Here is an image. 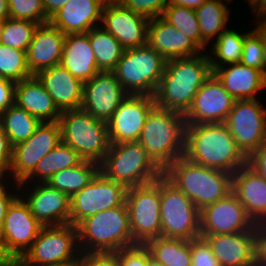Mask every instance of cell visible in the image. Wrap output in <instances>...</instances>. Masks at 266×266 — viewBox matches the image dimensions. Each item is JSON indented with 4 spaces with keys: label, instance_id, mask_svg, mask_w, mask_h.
Returning <instances> with one entry per match:
<instances>
[{
    "label": "cell",
    "instance_id": "obj_56",
    "mask_svg": "<svg viewBox=\"0 0 266 266\" xmlns=\"http://www.w3.org/2000/svg\"><path fill=\"white\" fill-rule=\"evenodd\" d=\"M252 9L255 14L257 13V21L261 20L260 18L265 19L264 17L266 15V0H257L256 5Z\"/></svg>",
    "mask_w": 266,
    "mask_h": 266
},
{
    "label": "cell",
    "instance_id": "obj_27",
    "mask_svg": "<svg viewBox=\"0 0 266 266\" xmlns=\"http://www.w3.org/2000/svg\"><path fill=\"white\" fill-rule=\"evenodd\" d=\"M104 5L101 0H69L49 22L66 35L85 34L101 23Z\"/></svg>",
    "mask_w": 266,
    "mask_h": 266
},
{
    "label": "cell",
    "instance_id": "obj_40",
    "mask_svg": "<svg viewBox=\"0 0 266 266\" xmlns=\"http://www.w3.org/2000/svg\"><path fill=\"white\" fill-rule=\"evenodd\" d=\"M161 17L176 29L185 33L201 48L200 27L195 10L184 6L168 5Z\"/></svg>",
    "mask_w": 266,
    "mask_h": 266
},
{
    "label": "cell",
    "instance_id": "obj_29",
    "mask_svg": "<svg viewBox=\"0 0 266 266\" xmlns=\"http://www.w3.org/2000/svg\"><path fill=\"white\" fill-rule=\"evenodd\" d=\"M14 103L41 122L59 121L61 112L36 76L15 84Z\"/></svg>",
    "mask_w": 266,
    "mask_h": 266
},
{
    "label": "cell",
    "instance_id": "obj_24",
    "mask_svg": "<svg viewBox=\"0 0 266 266\" xmlns=\"http://www.w3.org/2000/svg\"><path fill=\"white\" fill-rule=\"evenodd\" d=\"M65 37L66 34L50 22L38 25L26 52L32 76L61 63Z\"/></svg>",
    "mask_w": 266,
    "mask_h": 266
},
{
    "label": "cell",
    "instance_id": "obj_3",
    "mask_svg": "<svg viewBox=\"0 0 266 266\" xmlns=\"http://www.w3.org/2000/svg\"><path fill=\"white\" fill-rule=\"evenodd\" d=\"M184 114L155 106L147 116L138 142L164 171L185 155Z\"/></svg>",
    "mask_w": 266,
    "mask_h": 266
},
{
    "label": "cell",
    "instance_id": "obj_2",
    "mask_svg": "<svg viewBox=\"0 0 266 266\" xmlns=\"http://www.w3.org/2000/svg\"><path fill=\"white\" fill-rule=\"evenodd\" d=\"M189 161L234 174L247 164L225 123L186 125L185 155Z\"/></svg>",
    "mask_w": 266,
    "mask_h": 266
},
{
    "label": "cell",
    "instance_id": "obj_26",
    "mask_svg": "<svg viewBox=\"0 0 266 266\" xmlns=\"http://www.w3.org/2000/svg\"><path fill=\"white\" fill-rule=\"evenodd\" d=\"M232 192L255 224L266 222V180L248 164L233 174Z\"/></svg>",
    "mask_w": 266,
    "mask_h": 266
},
{
    "label": "cell",
    "instance_id": "obj_43",
    "mask_svg": "<svg viewBox=\"0 0 266 266\" xmlns=\"http://www.w3.org/2000/svg\"><path fill=\"white\" fill-rule=\"evenodd\" d=\"M120 266H149L152 259L145 244H135L115 252Z\"/></svg>",
    "mask_w": 266,
    "mask_h": 266
},
{
    "label": "cell",
    "instance_id": "obj_35",
    "mask_svg": "<svg viewBox=\"0 0 266 266\" xmlns=\"http://www.w3.org/2000/svg\"><path fill=\"white\" fill-rule=\"evenodd\" d=\"M0 124L13 147L29 139L41 121L14 103L0 112Z\"/></svg>",
    "mask_w": 266,
    "mask_h": 266
},
{
    "label": "cell",
    "instance_id": "obj_17",
    "mask_svg": "<svg viewBox=\"0 0 266 266\" xmlns=\"http://www.w3.org/2000/svg\"><path fill=\"white\" fill-rule=\"evenodd\" d=\"M128 95L112 71H99L83 83L81 109L107 123Z\"/></svg>",
    "mask_w": 266,
    "mask_h": 266
},
{
    "label": "cell",
    "instance_id": "obj_38",
    "mask_svg": "<svg viewBox=\"0 0 266 266\" xmlns=\"http://www.w3.org/2000/svg\"><path fill=\"white\" fill-rule=\"evenodd\" d=\"M38 25L32 21L10 17L2 24L0 43L27 52Z\"/></svg>",
    "mask_w": 266,
    "mask_h": 266
},
{
    "label": "cell",
    "instance_id": "obj_5",
    "mask_svg": "<svg viewBox=\"0 0 266 266\" xmlns=\"http://www.w3.org/2000/svg\"><path fill=\"white\" fill-rule=\"evenodd\" d=\"M76 227L80 253L116 252L136 244L126 203L91 215Z\"/></svg>",
    "mask_w": 266,
    "mask_h": 266
},
{
    "label": "cell",
    "instance_id": "obj_1",
    "mask_svg": "<svg viewBox=\"0 0 266 266\" xmlns=\"http://www.w3.org/2000/svg\"><path fill=\"white\" fill-rule=\"evenodd\" d=\"M212 73L208 53L167 60L154 94L156 106L185 115Z\"/></svg>",
    "mask_w": 266,
    "mask_h": 266
},
{
    "label": "cell",
    "instance_id": "obj_34",
    "mask_svg": "<svg viewBox=\"0 0 266 266\" xmlns=\"http://www.w3.org/2000/svg\"><path fill=\"white\" fill-rule=\"evenodd\" d=\"M100 171V164L90 160H82L78 165L55 173L47 182L71 197L88 185Z\"/></svg>",
    "mask_w": 266,
    "mask_h": 266
},
{
    "label": "cell",
    "instance_id": "obj_37",
    "mask_svg": "<svg viewBox=\"0 0 266 266\" xmlns=\"http://www.w3.org/2000/svg\"><path fill=\"white\" fill-rule=\"evenodd\" d=\"M245 34H240L235 30H224L211 46V52L208 53L212 69L224 66V64L240 63L243 52ZM213 54V55H211Z\"/></svg>",
    "mask_w": 266,
    "mask_h": 266
},
{
    "label": "cell",
    "instance_id": "obj_14",
    "mask_svg": "<svg viewBox=\"0 0 266 266\" xmlns=\"http://www.w3.org/2000/svg\"><path fill=\"white\" fill-rule=\"evenodd\" d=\"M60 142L59 122H41L29 139L13 146L12 162L8 172L16 188L34 171L38 162Z\"/></svg>",
    "mask_w": 266,
    "mask_h": 266
},
{
    "label": "cell",
    "instance_id": "obj_49",
    "mask_svg": "<svg viewBox=\"0 0 266 266\" xmlns=\"http://www.w3.org/2000/svg\"><path fill=\"white\" fill-rule=\"evenodd\" d=\"M15 82L0 78V112L14 104Z\"/></svg>",
    "mask_w": 266,
    "mask_h": 266
},
{
    "label": "cell",
    "instance_id": "obj_23",
    "mask_svg": "<svg viewBox=\"0 0 266 266\" xmlns=\"http://www.w3.org/2000/svg\"><path fill=\"white\" fill-rule=\"evenodd\" d=\"M147 44L166 61L196 56L200 54V51H203L185 33L176 29L162 17L149 19Z\"/></svg>",
    "mask_w": 266,
    "mask_h": 266
},
{
    "label": "cell",
    "instance_id": "obj_42",
    "mask_svg": "<svg viewBox=\"0 0 266 266\" xmlns=\"http://www.w3.org/2000/svg\"><path fill=\"white\" fill-rule=\"evenodd\" d=\"M240 63L258 69L266 75L265 52L262 41L254 30L246 32Z\"/></svg>",
    "mask_w": 266,
    "mask_h": 266
},
{
    "label": "cell",
    "instance_id": "obj_60",
    "mask_svg": "<svg viewBox=\"0 0 266 266\" xmlns=\"http://www.w3.org/2000/svg\"><path fill=\"white\" fill-rule=\"evenodd\" d=\"M104 4L106 3H120L121 0H101Z\"/></svg>",
    "mask_w": 266,
    "mask_h": 266
},
{
    "label": "cell",
    "instance_id": "obj_30",
    "mask_svg": "<svg viewBox=\"0 0 266 266\" xmlns=\"http://www.w3.org/2000/svg\"><path fill=\"white\" fill-rule=\"evenodd\" d=\"M60 64L83 83L100 71L86 33L66 35Z\"/></svg>",
    "mask_w": 266,
    "mask_h": 266
},
{
    "label": "cell",
    "instance_id": "obj_15",
    "mask_svg": "<svg viewBox=\"0 0 266 266\" xmlns=\"http://www.w3.org/2000/svg\"><path fill=\"white\" fill-rule=\"evenodd\" d=\"M245 231H257V224L247 215L244 206L233 192L200 210L201 235Z\"/></svg>",
    "mask_w": 266,
    "mask_h": 266
},
{
    "label": "cell",
    "instance_id": "obj_4",
    "mask_svg": "<svg viewBox=\"0 0 266 266\" xmlns=\"http://www.w3.org/2000/svg\"><path fill=\"white\" fill-rule=\"evenodd\" d=\"M163 175L199 210L232 192V174L195 164L186 157L170 164Z\"/></svg>",
    "mask_w": 266,
    "mask_h": 266
},
{
    "label": "cell",
    "instance_id": "obj_61",
    "mask_svg": "<svg viewBox=\"0 0 266 266\" xmlns=\"http://www.w3.org/2000/svg\"><path fill=\"white\" fill-rule=\"evenodd\" d=\"M249 2V5H250V8L252 9L256 3H257V0H247Z\"/></svg>",
    "mask_w": 266,
    "mask_h": 266
},
{
    "label": "cell",
    "instance_id": "obj_8",
    "mask_svg": "<svg viewBox=\"0 0 266 266\" xmlns=\"http://www.w3.org/2000/svg\"><path fill=\"white\" fill-rule=\"evenodd\" d=\"M166 60L148 44L125 49L112 72L128 94L154 96Z\"/></svg>",
    "mask_w": 266,
    "mask_h": 266
},
{
    "label": "cell",
    "instance_id": "obj_53",
    "mask_svg": "<svg viewBox=\"0 0 266 266\" xmlns=\"http://www.w3.org/2000/svg\"><path fill=\"white\" fill-rule=\"evenodd\" d=\"M69 0H43V7L47 18L50 19L58 12Z\"/></svg>",
    "mask_w": 266,
    "mask_h": 266
},
{
    "label": "cell",
    "instance_id": "obj_36",
    "mask_svg": "<svg viewBox=\"0 0 266 266\" xmlns=\"http://www.w3.org/2000/svg\"><path fill=\"white\" fill-rule=\"evenodd\" d=\"M86 34L94 51L97 68L100 71H112L125 50L121 43L100 25Z\"/></svg>",
    "mask_w": 266,
    "mask_h": 266
},
{
    "label": "cell",
    "instance_id": "obj_12",
    "mask_svg": "<svg viewBox=\"0 0 266 266\" xmlns=\"http://www.w3.org/2000/svg\"><path fill=\"white\" fill-rule=\"evenodd\" d=\"M127 188L107 178L101 171L70 197V224L77 226L85 218L125 203Z\"/></svg>",
    "mask_w": 266,
    "mask_h": 266
},
{
    "label": "cell",
    "instance_id": "obj_6",
    "mask_svg": "<svg viewBox=\"0 0 266 266\" xmlns=\"http://www.w3.org/2000/svg\"><path fill=\"white\" fill-rule=\"evenodd\" d=\"M100 171L126 188L152 183L163 175V170L138 141L110 144Z\"/></svg>",
    "mask_w": 266,
    "mask_h": 266
},
{
    "label": "cell",
    "instance_id": "obj_25",
    "mask_svg": "<svg viewBox=\"0 0 266 266\" xmlns=\"http://www.w3.org/2000/svg\"><path fill=\"white\" fill-rule=\"evenodd\" d=\"M35 76L43 84L60 112L81 109L83 82L75 78L61 64L42 70Z\"/></svg>",
    "mask_w": 266,
    "mask_h": 266
},
{
    "label": "cell",
    "instance_id": "obj_55",
    "mask_svg": "<svg viewBox=\"0 0 266 266\" xmlns=\"http://www.w3.org/2000/svg\"><path fill=\"white\" fill-rule=\"evenodd\" d=\"M258 25L255 27L254 31L259 35L263 49L265 52V57H266V18L265 20L263 19L262 21L257 22Z\"/></svg>",
    "mask_w": 266,
    "mask_h": 266
},
{
    "label": "cell",
    "instance_id": "obj_46",
    "mask_svg": "<svg viewBox=\"0 0 266 266\" xmlns=\"http://www.w3.org/2000/svg\"><path fill=\"white\" fill-rule=\"evenodd\" d=\"M80 266H120L115 252H86L80 254Z\"/></svg>",
    "mask_w": 266,
    "mask_h": 266
},
{
    "label": "cell",
    "instance_id": "obj_9",
    "mask_svg": "<svg viewBox=\"0 0 266 266\" xmlns=\"http://www.w3.org/2000/svg\"><path fill=\"white\" fill-rule=\"evenodd\" d=\"M161 236L192 240L201 236L200 210L164 175L160 177Z\"/></svg>",
    "mask_w": 266,
    "mask_h": 266
},
{
    "label": "cell",
    "instance_id": "obj_20",
    "mask_svg": "<svg viewBox=\"0 0 266 266\" xmlns=\"http://www.w3.org/2000/svg\"><path fill=\"white\" fill-rule=\"evenodd\" d=\"M101 27L110 32L124 49L147 44L149 19L124 7L121 3H106L102 10Z\"/></svg>",
    "mask_w": 266,
    "mask_h": 266
},
{
    "label": "cell",
    "instance_id": "obj_28",
    "mask_svg": "<svg viewBox=\"0 0 266 266\" xmlns=\"http://www.w3.org/2000/svg\"><path fill=\"white\" fill-rule=\"evenodd\" d=\"M217 67L213 74L235 100L257 99L258 91L266 88V75L241 63Z\"/></svg>",
    "mask_w": 266,
    "mask_h": 266
},
{
    "label": "cell",
    "instance_id": "obj_18",
    "mask_svg": "<svg viewBox=\"0 0 266 266\" xmlns=\"http://www.w3.org/2000/svg\"><path fill=\"white\" fill-rule=\"evenodd\" d=\"M42 227L28 204L17 196L7 209L0 235L8 251L18 260L31 248Z\"/></svg>",
    "mask_w": 266,
    "mask_h": 266
},
{
    "label": "cell",
    "instance_id": "obj_57",
    "mask_svg": "<svg viewBox=\"0 0 266 266\" xmlns=\"http://www.w3.org/2000/svg\"><path fill=\"white\" fill-rule=\"evenodd\" d=\"M10 18L8 0H0V22Z\"/></svg>",
    "mask_w": 266,
    "mask_h": 266
},
{
    "label": "cell",
    "instance_id": "obj_11",
    "mask_svg": "<svg viewBox=\"0 0 266 266\" xmlns=\"http://www.w3.org/2000/svg\"><path fill=\"white\" fill-rule=\"evenodd\" d=\"M125 203L136 244H145L161 236L160 178L143 186L127 188Z\"/></svg>",
    "mask_w": 266,
    "mask_h": 266
},
{
    "label": "cell",
    "instance_id": "obj_32",
    "mask_svg": "<svg viewBox=\"0 0 266 266\" xmlns=\"http://www.w3.org/2000/svg\"><path fill=\"white\" fill-rule=\"evenodd\" d=\"M145 246L152 259L163 266H192L191 240L159 236Z\"/></svg>",
    "mask_w": 266,
    "mask_h": 266
},
{
    "label": "cell",
    "instance_id": "obj_54",
    "mask_svg": "<svg viewBox=\"0 0 266 266\" xmlns=\"http://www.w3.org/2000/svg\"><path fill=\"white\" fill-rule=\"evenodd\" d=\"M207 0H168V5L184 6L196 10Z\"/></svg>",
    "mask_w": 266,
    "mask_h": 266
},
{
    "label": "cell",
    "instance_id": "obj_44",
    "mask_svg": "<svg viewBox=\"0 0 266 266\" xmlns=\"http://www.w3.org/2000/svg\"><path fill=\"white\" fill-rule=\"evenodd\" d=\"M120 3L147 19L161 17L168 6V0H121Z\"/></svg>",
    "mask_w": 266,
    "mask_h": 266
},
{
    "label": "cell",
    "instance_id": "obj_48",
    "mask_svg": "<svg viewBox=\"0 0 266 266\" xmlns=\"http://www.w3.org/2000/svg\"><path fill=\"white\" fill-rule=\"evenodd\" d=\"M247 164L266 180V138L247 158Z\"/></svg>",
    "mask_w": 266,
    "mask_h": 266
},
{
    "label": "cell",
    "instance_id": "obj_33",
    "mask_svg": "<svg viewBox=\"0 0 266 266\" xmlns=\"http://www.w3.org/2000/svg\"><path fill=\"white\" fill-rule=\"evenodd\" d=\"M223 0H207L195 10L201 35V49L205 50L208 42L216 39L226 30L229 12ZM210 40V41H209Z\"/></svg>",
    "mask_w": 266,
    "mask_h": 266
},
{
    "label": "cell",
    "instance_id": "obj_10",
    "mask_svg": "<svg viewBox=\"0 0 266 266\" xmlns=\"http://www.w3.org/2000/svg\"><path fill=\"white\" fill-rule=\"evenodd\" d=\"M77 227L70 223L43 226L31 248L17 265H59L80 263Z\"/></svg>",
    "mask_w": 266,
    "mask_h": 266
},
{
    "label": "cell",
    "instance_id": "obj_47",
    "mask_svg": "<svg viewBox=\"0 0 266 266\" xmlns=\"http://www.w3.org/2000/svg\"><path fill=\"white\" fill-rule=\"evenodd\" d=\"M12 150L13 147L11 146L8 137L4 133L0 124V176L5 177V183L7 178L5 175H8L7 173L12 162Z\"/></svg>",
    "mask_w": 266,
    "mask_h": 266
},
{
    "label": "cell",
    "instance_id": "obj_19",
    "mask_svg": "<svg viewBox=\"0 0 266 266\" xmlns=\"http://www.w3.org/2000/svg\"><path fill=\"white\" fill-rule=\"evenodd\" d=\"M234 102L235 99L212 73L196 93L191 107L184 115L186 125L224 123Z\"/></svg>",
    "mask_w": 266,
    "mask_h": 266
},
{
    "label": "cell",
    "instance_id": "obj_22",
    "mask_svg": "<svg viewBox=\"0 0 266 266\" xmlns=\"http://www.w3.org/2000/svg\"><path fill=\"white\" fill-rule=\"evenodd\" d=\"M32 187L33 190L28 189L27 199L21 197L43 226L70 223V197L66 193L52 188L48 183L38 182V184L34 183Z\"/></svg>",
    "mask_w": 266,
    "mask_h": 266
},
{
    "label": "cell",
    "instance_id": "obj_7",
    "mask_svg": "<svg viewBox=\"0 0 266 266\" xmlns=\"http://www.w3.org/2000/svg\"><path fill=\"white\" fill-rule=\"evenodd\" d=\"M61 141L71 146L83 160L101 163L110 146L107 123L96 120L83 109L61 112Z\"/></svg>",
    "mask_w": 266,
    "mask_h": 266
},
{
    "label": "cell",
    "instance_id": "obj_16",
    "mask_svg": "<svg viewBox=\"0 0 266 266\" xmlns=\"http://www.w3.org/2000/svg\"><path fill=\"white\" fill-rule=\"evenodd\" d=\"M155 106L154 96L129 94L107 122L110 144L138 141Z\"/></svg>",
    "mask_w": 266,
    "mask_h": 266
},
{
    "label": "cell",
    "instance_id": "obj_51",
    "mask_svg": "<svg viewBox=\"0 0 266 266\" xmlns=\"http://www.w3.org/2000/svg\"><path fill=\"white\" fill-rule=\"evenodd\" d=\"M258 266H266V222L257 224Z\"/></svg>",
    "mask_w": 266,
    "mask_h": 266
},
{
    "label": "cell",
    "instance_id": "obj_41",
    "mask_svg": "<svg viewBox=\"0 0 266 266\" xmlns=\"http://www.w3.org/2000/svg\"><path fill=\"white\" fill-rule=\"evenodd\" d=\"M11 18L28 20L38 24L49 22L43 0H8Z\"/></svg>",
    "mask_w": 266,
    "mask_h": 266
},
{
    "label": "cell",
    "instance_id": "obj_52",
    "mask_svg": "<svg viewBox=\"0 0 266 266\" xmlns=\"http://www.w3.org/2000/svg\"><path fill=\"white\" fill-rule=\"evenodd\" d=\"M0 266H17V260L8 251L5 240L0 235Z\"/></svg>",
    "mask_w": 266,
    "mask_h": 266
},
{
    "label": "cell",
    "instance_id": "obj_58",
    "mask_svg": "<svg viewBox=\"0 0 266 266\" xmlns=\"http://www.w3.org/2000/svg\"><path fill=\"white\" fill-rule=\"evenodd\" d=\"M17 266H39V265H17ZM46 266H80V263H67V264L46 265Z\"/></svg>",
    "mask_w": 266,
    "mask_h": 266
},
{
    "label": "cell",
    "instance_id": "obj_45",
    "mask_svg": "<svg viewBox=\"0 0 266 266\" xmlns=\"http://www.w3.org/2000/svg\"><path fill=\"white\" fill-rule=\"evenodd\" d=\"M192 266H220L211 250V246L204 237L191 240Z\"/></svg>",
    "mask_w": 266,
    "mask_h": 266
},
{
    "label": "cell",
    "instance_id": "obj_50",
    "mask_svg": "<svg viewBox=\"0 0 266 266\" xmlns=\"http://www.w3.org/2000/svg\"><path fill=\"white\" fill-rule=\"evenodd\" d=\"M2 179L4 178L0 176V232L3 228L4 218L6 216V212L9 205L19 195L17 193L15 194L14 193L11 194V192L8 193V190H6L7 187L5 186L6 184Z\"/></svg>",
    "mask_w": 266,
    "mask_h": 266
},
{
    "label": "cell",
    "instance_id": "obj_21",
    "mask_svg": "<svg viewBox=\"0 0 266 266\" xmlns=\"http://www.w3.org/2000/svg\"><path fill=\"white\" fill-rule=\"evenodd\" d=\"M220 266H258L257 231L201 235Z\"/></svg>",
    "mask_w": 266,
    "mask_h": 266
},
{
    "label": "cell",
    "instance_id": "obj_31",
    "mask_svg": "<svg viewBox=\"0 0 266 266\" xmlns=\"http://www.w3.org/2000/svg\"><path fill=\"white\" fill-rule=\"evenodd\" d=\"M82 160L83 159L71 146L61 141L51 152L38 162L34 171L23 182L18 184V190L21 189L20 187L24 189L23 185H26L27 181V184H29V182L31 183V180H33L34 183V178L36 179V177L37 183H47L58 171L74 167Z\"/></svg>",
    "mask_w": 266,
    "mask_h": 266
},
{
    "label": "cell",
    "instance_id": "obj_39",
    "mask_svg": "<svg viewBox=\"0 0 266 266\" xmlns=\"http://www.w3.org/2000/svg\"><path fill=\"white\" fill-rule=\"evenodd\" d=\"M30 77L26 51L0 43V78L17 83Z\"/></svg>",
    "mask_w": 266,
    "mask_h": 266
},
{
    "label": "cell",
    "instance_id": "obj_59",
    "mask_svg": "<svg viewBox=\"0 0 266 266\" xmlns=\"http://www.w3.org/2000/svg\"><path fill=\"white\" fill-rule=\"evenodd\" d=\"M149 266H163V265L151 259L149 262Z\"/></svg>",
    "mask_w": 266,
    "mask_h": 266
},
{
    "label": "cell",
    "instance_id": "obj_13",
    "mask_svg": "<svg viewBox=\"0 0 266 266\" xmlns=\"http://www.w3.org/2000/svg\"><path fill=\"white\" fill-rule=\"evenodd\" d=\"M224 123L247 158L266 138V109L258 99L235 100Z\"/></svg>",
    "mask_w": 266,
    "mask_h": 266
},
{
    "label": "cell",
    "instance_id": "obj_62",
    "mask_svg": "<svg viewBox=\"0 0 266 266\" xmlns=\"http://www.w3.org/2000/svg\"><path fill=\"white\" fill-rule=\"evenodd\" d=\"M2 24H3V22H0V35H1Z\"/></svg>",
    "mask_w": 266,
    "mask_h": 266
}]
</instances>
